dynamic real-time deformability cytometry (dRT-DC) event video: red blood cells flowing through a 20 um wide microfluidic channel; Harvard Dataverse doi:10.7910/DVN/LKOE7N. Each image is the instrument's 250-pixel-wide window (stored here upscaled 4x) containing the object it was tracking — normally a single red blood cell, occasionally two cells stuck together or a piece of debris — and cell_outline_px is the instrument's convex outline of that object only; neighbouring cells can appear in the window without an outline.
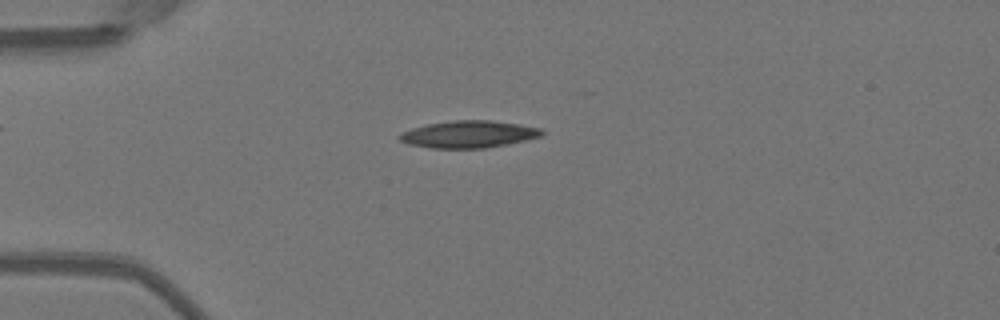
{"species": "Egyptian fruit bat (a non-hibernating species)", "species_latin": "Rousettus aegyptiacus", "temperature_condition": "warm", "stored_images_in_passage": 11, "camera_frame_rate_fps": 3000, "um_per_image_px": 0.085, "animal": {"sex": "female"}, "frame": {"image": 1, "passage_image": 2, "time_ms": 0.333, "image_size_px": [1000, 320], "cell_outline_px": [[544, 132], [540, 136], [524, 140], [484, 148], [432, 148], [408, 144], [400, 140], [396, 136], [400, 132], [412, 128], [428, 124], [456, 120], [492, 120], [520, 124], [540, 128]], "centroid_in_image_um": [39.79, 11.4], "position_along_channel_um": 45.2, "area_um2": 22.31}}
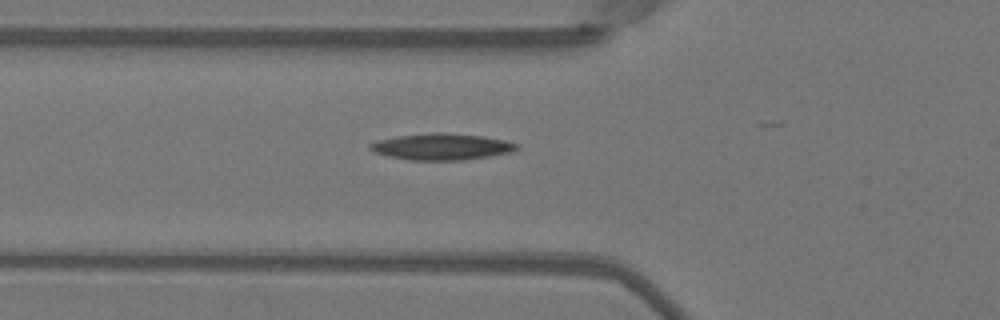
{"frame": {"image": 2, "passage_image": 7, "time_ms": 2.0, "image_size_px": [1000, 320], "cell_outline_px": [[520, 148], [512, 152], [464, 160], [408, 160], [388, 156], [372, 152], [368, 148], [368, 144], [380, 140], [396, 136], [432, 132], [440, 132], [484, 136], [504, 140], [520, 144]], "centroid_in_image_um": [37.54, 12.47], "position_along_channel_um": 88.3, "area_um2": 22.77}}
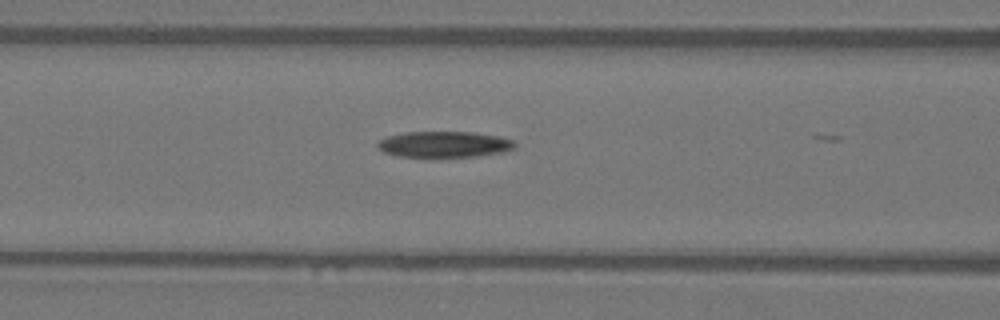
{"frame": {"image": 3, "passage_image": 10, "time_ms": 3.0, "image_size_px": [1000, 320], "cell_outline_px": [[516, 148], [504, 152], [476, 156], [432, 160], [428, 160], [400, 156], [384, 152], [376, 148], [376, 144], [380, 140], [388, 136], [404, 132], [472, 132], [500, 136], [516, 140]], "centroid_in_image_um": [37.76, 12.31], "position_along_channel_um": 128.8, "area_um2": 21.96}}